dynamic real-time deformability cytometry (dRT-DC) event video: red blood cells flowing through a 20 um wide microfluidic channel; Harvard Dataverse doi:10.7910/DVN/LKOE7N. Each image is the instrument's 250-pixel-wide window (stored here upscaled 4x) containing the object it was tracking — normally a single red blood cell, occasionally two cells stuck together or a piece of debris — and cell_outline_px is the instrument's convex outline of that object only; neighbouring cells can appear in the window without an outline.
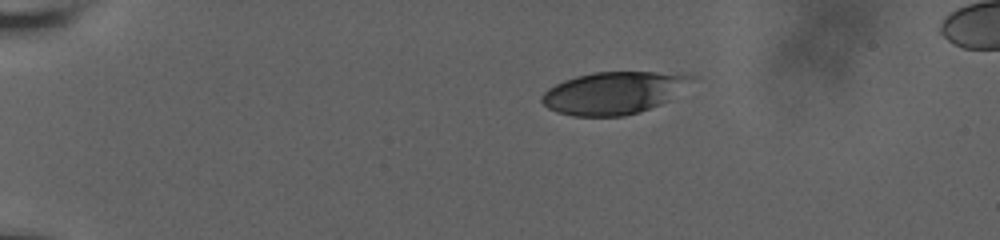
{"species": "human", "species_latin": "Homo sapiens", "temperature_condition": "room temperature", "stored_images_in_passage": 8, "camera_frame_rate_fps": 3000, "um_per_image_px": 0.085, "donor": {"sex": "male"}, "frame": {"image": 1, "passage_image": 1, "time_ms": 0.0, "image_size_px": [1000, 240], "cell_outline_px": [[700, 76], [668, 100], [660, 104], [640, 112], [624, 116], [572, 116], [556, 112], [548, 108], [540, 100], [540, 96], [548, 88], [564, 80], [576, 76], [592, 72], [652, 72]], "centroid_in_image_um": [52.14, 7.9], "position_along_channel_um": 32.9, "area_um2": 36.93}}
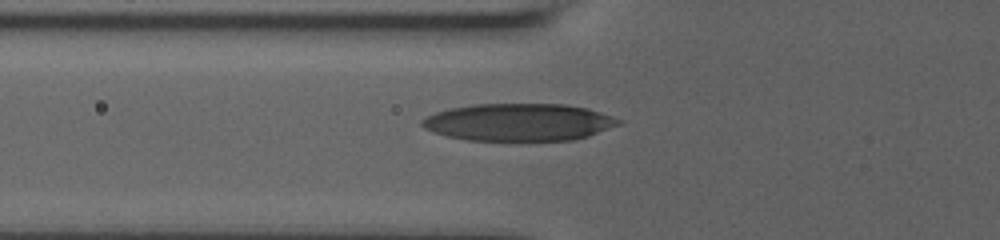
{"frame": {"image": 2, "passage_image": 5, "time_ms": 3.667, "image_size_px": [1000, 240], "cell_outline_px": [[624, 120], [620, 124], [588, 136], [572, 140], [468, 140], [448, 136], [424, 128], [420, 124], [420, 120], [436, 112], [452, 108], [472, 104], [564, 104], [588, 108]], "centroid_in_image_um": [44.12, 10.38], "position_along_channel_um": 81.7, "area_um2": 42.6}}
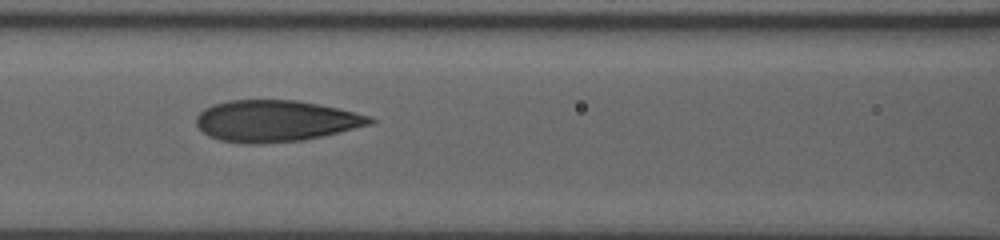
{"frame": {"image": 3, "passage_image": 7, "time_ms": 5.333, "image_size_px": [1000, 240], "cell_outline_px": [[376, 120], [372, 124], [304, 140], [260, 144], [244, 144], [220, 140], [208, 136], [196, 124], [196, 116], [204, 108], [212, 104], [228, 100], [296, 100], [336, 108], [372, 116]], "centroid_in_image_um": [23.39, 10.28], "position_along_channel_um": 143.2, "area_um2": 41.91}}